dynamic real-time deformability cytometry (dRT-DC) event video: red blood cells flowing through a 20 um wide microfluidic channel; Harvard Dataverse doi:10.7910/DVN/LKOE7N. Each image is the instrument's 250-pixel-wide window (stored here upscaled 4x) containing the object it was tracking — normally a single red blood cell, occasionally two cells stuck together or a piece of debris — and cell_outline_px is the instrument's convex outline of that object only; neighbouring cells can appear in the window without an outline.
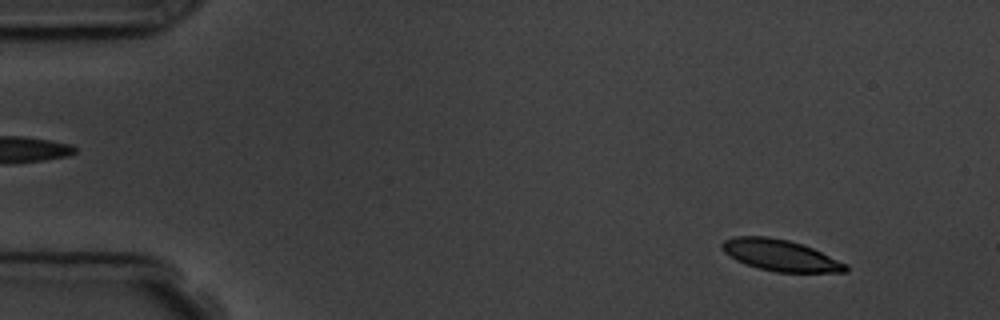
{"species": "common noctule bat (a hibernating species)", "species_latin": "Nyctalus noctula", "temperature_condition": "room temperature", "stored_images_in_passage": 4, "camera_frame_rate_fps": 3000, "um_per_image_px": 0.085, "animal": {"sex": "male", "body_mass_g": 19.5, "forearm_length_mm": 54.6}, "frame": {"image": 1, "passage_image": 1, "time_ms": 0.0, "image_size_px": [1000, 320], "cell_outline_px": [[848, 272], [776, 272], [760, 268], [736, 260], [724, 252], [720, 248], [720, 244], [724, 240], [736, 236], [768, 236], [788, 240], [812, 248], [848, 264]], "centroid_in_image_um": [66.32, 21.69], "position_along_channel_um": 18.7, "area_um2": 22.43}}
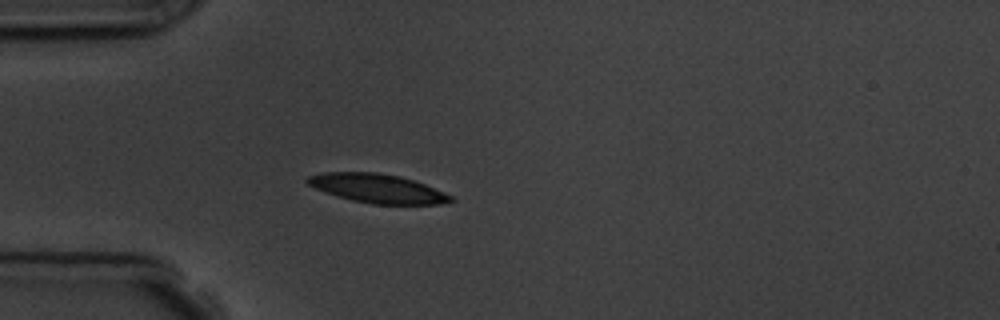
{"frame": {"image": 2, "passage_image": 4, "time_ms": 3.333, "image_size_px": [1000, 320], "cell_outline_px": [[456, 200], [440, 204], [372, 204], [352, 200], [316, 188], [308, 184], [304, 180], [308, 176], [324, 172], [376, 172], [400, 176], [424, 184], [444, 192], [452, 196]], "centroid_in_image_um": [32.1, 16.01], "position_along_channel_um": 52.9, "area_um2": 23.87}}